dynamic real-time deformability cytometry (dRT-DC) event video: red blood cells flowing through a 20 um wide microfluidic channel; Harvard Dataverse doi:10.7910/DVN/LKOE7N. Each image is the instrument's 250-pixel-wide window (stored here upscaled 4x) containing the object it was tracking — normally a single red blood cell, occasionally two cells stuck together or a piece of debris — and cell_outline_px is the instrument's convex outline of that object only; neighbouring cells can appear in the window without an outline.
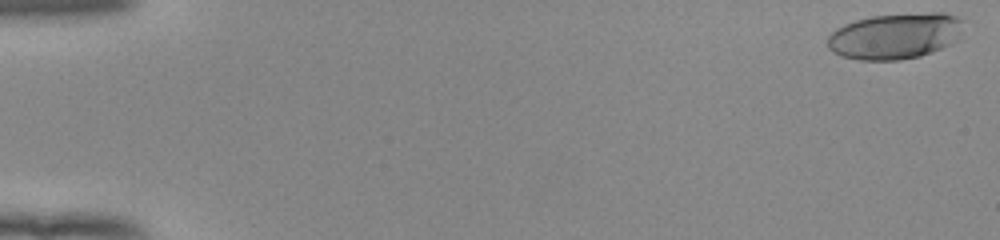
{"species": "human", "species_latin": "Homo sapiens", "temperature_condition": "room temperature", "stored_images_in_passage": 53, "camera_frame_rate_fps": 3000, "um_per_image_px": 0.085, "donor": {"sex": "female"}, "frame": {"image": 1, "passage_image": 1, "time_ms": 0.0, "image_size_px": [1000, 240], "cell_outline_px": [[968, 20], [960, 40], [952, 44], [932, 52], [920, 56], [900, 60], [860, 60], [840, 56], [832, 52], [828, 48], [828, 36], [836, 28], [844, 24], [856, 20], [872, 16], [932, 12], [944, 12]], "centroid_in_image_um": [76.18, 3.05], "position_along_channel_um": 8.8, "area_um2": 37.22}}
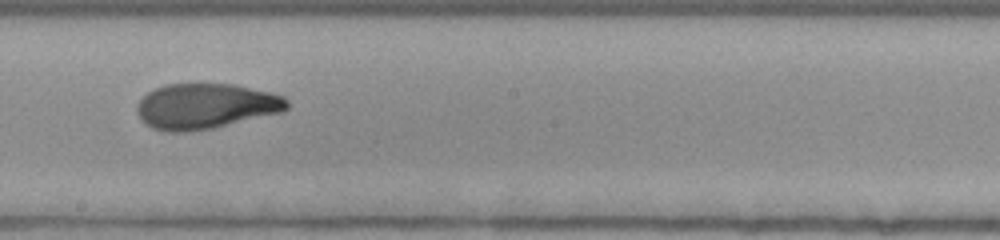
{"frame": {"image": 2, "passage_image": 31, "time_ms": 10.0, "image_size_px": [1000, 240], "cell_outline_px": [[288, 108], [284, 112], [212, 128], [184, 132], [168, 132], [152, 128], [144, 124], [140, 120], [136, 112], [136, 104], [148, 92], [164, 84], [232, 84], [272, 92], [284, 96], [288, 100]], "centroid_in_image_um": [17.47, 9.03], "position_along_channel_um": 230.7, "area_um2": 40.0}}
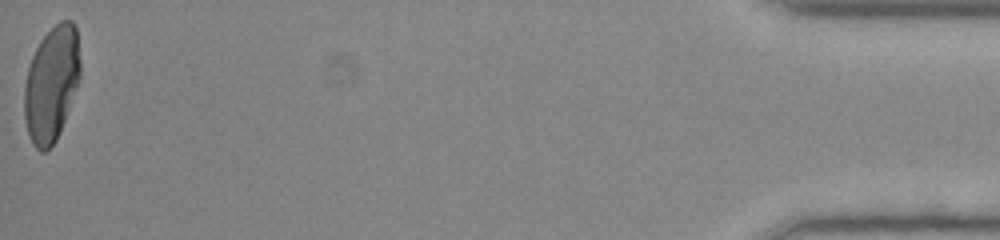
{"frame": {"image": 3, "passage_image": 53, "time_ms": 17.333, "image_size_px": [1000, 240], "cell_outline_px": [[80, 76], [60, 132], [56, 140], [44, 152], [40, 152], [32, 144], [28, 132], [24, 116], [24, 84], [28, 68], [32, 56], [40, 40], [60, 20], [72, 20], [76, 28], [80, 60]], "centroid_in_image_um": [4.36, 7.12], "position_along_channel_um": 430.8, "area_um2": 37.34}, "authors_computed_cell_mechanics": {"area_um2": 38.8994, "velocity_mm_per_s": 3.9478, "shape_relaxation_time_tau1_ms": 5.9383, "shape_relaxation_time_tau2_ms": 1.165, "deformation_change_tau1": 0.2369, "deformation_change_tau2": 0.0694}}